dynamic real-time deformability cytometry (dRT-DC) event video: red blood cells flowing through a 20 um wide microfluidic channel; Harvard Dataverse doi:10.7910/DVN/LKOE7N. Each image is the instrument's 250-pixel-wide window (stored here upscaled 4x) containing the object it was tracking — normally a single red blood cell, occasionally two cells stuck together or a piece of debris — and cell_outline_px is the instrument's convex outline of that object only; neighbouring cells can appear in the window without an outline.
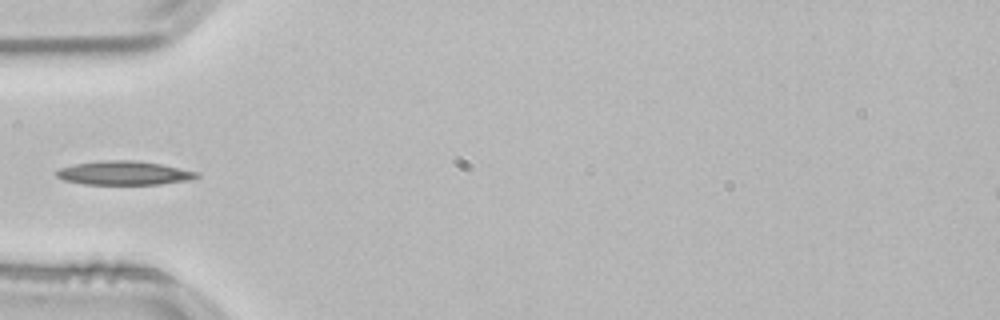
{"species": "common noctule bat (a hibernating species)", "species_latin": "Nyctalus noctula", "temperature_condition": "room temperature", "stored_images_in_passage": 37, "camera_frame_rate_fps": 3000, "um_per_image_px": 0.085, "animal": {"sex": "male", "body_mass_g": 21.5, "forearm_length_mm": 52.0}, "frame": {"image": 1, "passage_image": 1, "time_ms": 0.0, "image_size_px": [1000, 320], "cell_outline_px": [[200, 176], [188, 180], [160, 184], [84, 184], [64, 180], [56, 176], [56, 172], [60, 168], [76, 164], [104, 160], [132, 160], [160, 164], [200, 172]], "centroid_in_image_um": [10.56, 14.71], "position_along_channel_um": 74.4, "area_um2": 19.31}}
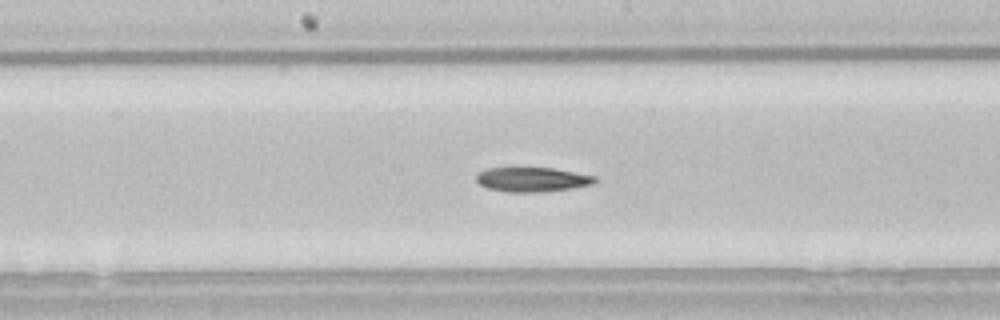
{"frame": {"image": 2, "passage_image": 11, "time_ms": 3.333, "image_size_px": [1000, 320], "cell_outline_px": [[596, 180], [592, 184], [572, 188], [544, 192], [508, 192], [488, 188], [480, 184], [476, 180], [476, 176], [480, 172], [488, 168], [556, 168], [596, 176]], "centroid_in_image_um": [45.26, 15.26], "position_along_channel_um": 202.9, "area_um2": 16.88}}
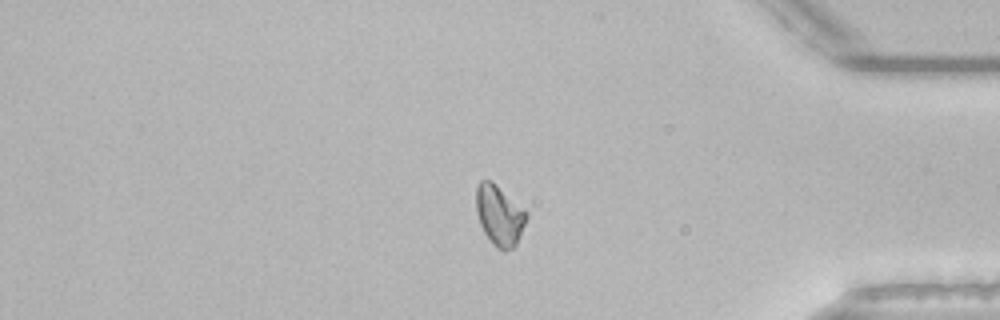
{"frame": {"image": 3, "passage_image": 28, "time_ms": 9.0, "image_size_px": [1000, 320], "cell_outline_px": [[528, 216], [520, 236], [516, 244], [512, 248], [504, 252], [496, 248], [492, 244], [484, 232], [480, 224], [476, 212], [476, 184], [480, 180], [492, 180], [528, 212]], "centroid_in_image_um": [42.44, 18.29], "position_along_channel_um": 392.8, "area_um2": 17.92}}